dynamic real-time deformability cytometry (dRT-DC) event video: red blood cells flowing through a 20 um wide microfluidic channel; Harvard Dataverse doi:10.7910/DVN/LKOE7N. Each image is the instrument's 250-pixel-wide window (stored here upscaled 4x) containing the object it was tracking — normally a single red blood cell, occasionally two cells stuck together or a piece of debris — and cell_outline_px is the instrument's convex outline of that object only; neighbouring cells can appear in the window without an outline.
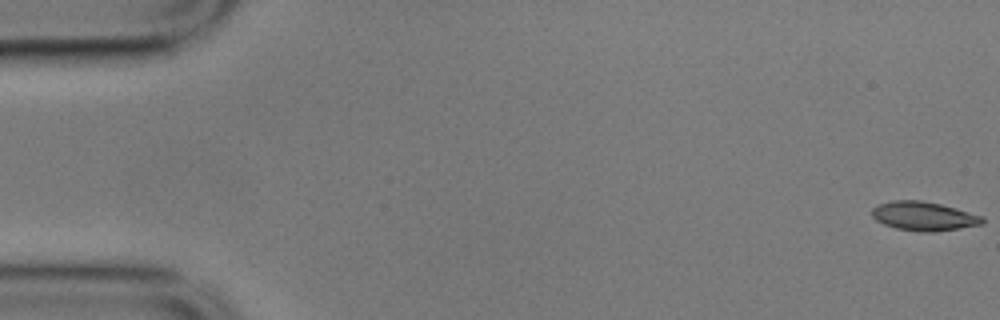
{"species": "common noctule bat (a hibernating species)", "species_latin": "Nyctalus noctula", "temperature_condition": "cold", "stored_images_in_passage": 8, "camera_frame_rate_fps": 3000, "um_per_image_px": 0.085, "animal": {"sex": "male", "body_mass_g": 17.9}, "frame": {"image": 1, "passage_image": 1, "time_ms": 0.0, "image_size_px": [1000, 320], "cell_outline_px": [[984, 224], [936, 232], [920, 232], [896, 228], [884, 224], [876, 220], [872, 216], [872, 208], [876, 204], [892, 200], [920, 200], [940, 204], [956, 208], [984, 216]], "centroid_in_image_um": [78.52, 18.37], "position_along_channel_um": 6.5, "area_um2": 18.84}}